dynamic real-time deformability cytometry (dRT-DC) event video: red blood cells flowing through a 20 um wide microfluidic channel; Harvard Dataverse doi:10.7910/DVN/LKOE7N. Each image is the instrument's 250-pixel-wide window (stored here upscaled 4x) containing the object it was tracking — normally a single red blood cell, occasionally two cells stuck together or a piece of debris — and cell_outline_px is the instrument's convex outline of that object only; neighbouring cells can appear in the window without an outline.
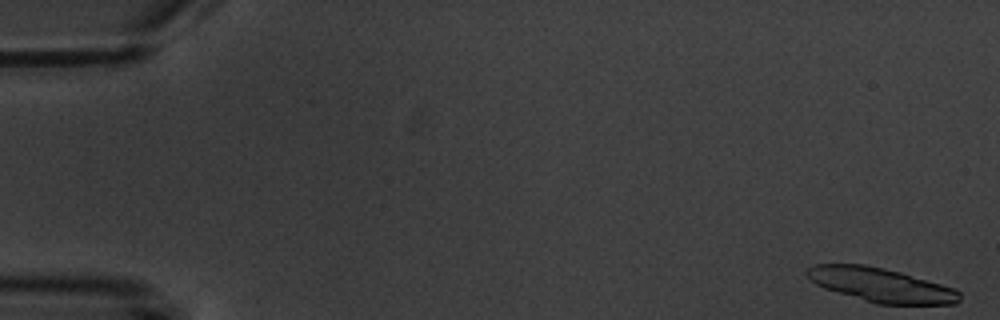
{"species": "common noctule bat (a hibernating species)", "species_latin": "Nyctalus noctula", "temperature_condition": "warm", "stored_images_in_passage": 7, "camera_frame_rate_fps": 3000, "um_per_image_px": 0.085, "animal": {"sex": "male", "body_mass_g": 20.1, "forearm_length_mm": 53.5}, "frame": {"image": 1, "passage_image": 1, "time_ms": 0.0, "image_size_px": [1000, 320], "cell_outline_px": [[960, 300], [956, 304], [876, 304], [824, 288], [816, 284], [804, 272], [808, 268], [816, 264], [864, 264], [884, 268], [900, 272], [956, 288], [960, 292]], "centroid_in_image_um": [74.9, 24.22], "position_along_channel_um": 10.1, "area_um2": 30.23}}
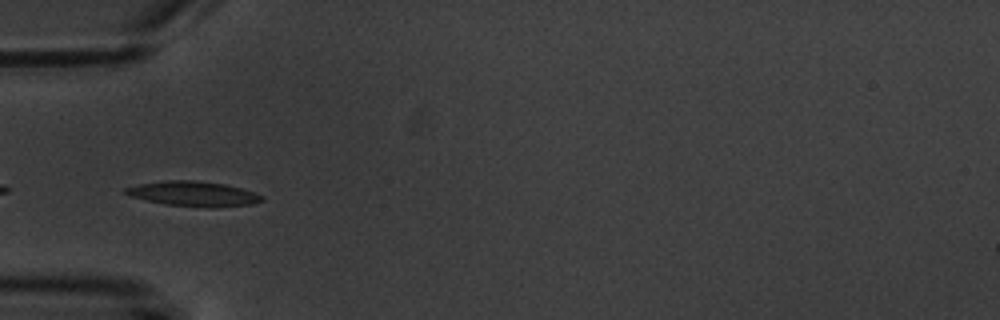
{"frame": {"image": 2, "passage_image": 6, "time_ms": 6.0, "image_size_px": [1000, 320], "cell_outline_px": [[264, 200], [252, 204], [216, 208], [208, 208], [164, 204], [132, 196], [124, 192], [124, 188], [140, 184], [168, 180], [196, 180], [224, 184], [240, 188], [264, 196]], "centroid_in_image_um": [16.48, 16.48], "position_along_channel_um": 68.5, "area_um2": 19.71}}